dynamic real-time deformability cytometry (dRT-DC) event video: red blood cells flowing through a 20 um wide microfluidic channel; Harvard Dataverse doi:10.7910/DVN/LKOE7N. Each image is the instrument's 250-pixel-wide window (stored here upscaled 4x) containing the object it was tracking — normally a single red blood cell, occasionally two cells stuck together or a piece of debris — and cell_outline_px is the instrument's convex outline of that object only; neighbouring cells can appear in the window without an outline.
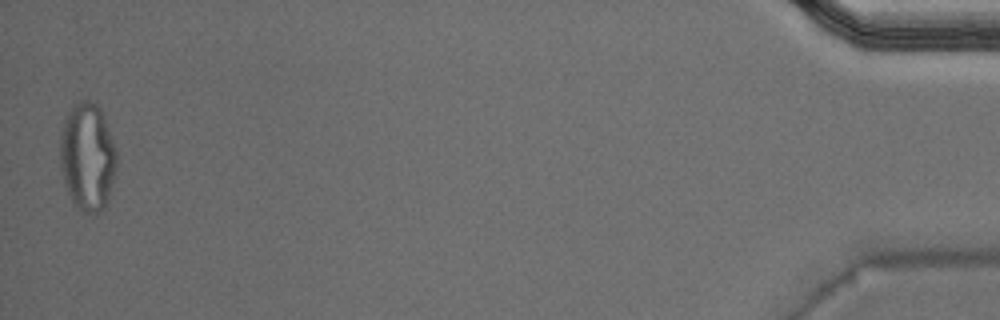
{"species": "Egyptian fruit bat (a non-hibernating species)", "species_latin": "Rousettus aegyptiacus", "temperature_condition": "warm", "stored_images_in_passage": 50, "camera_frame_rate_fps": 3000, "um_per_image_px": 0.085, "animal": {"sex": "male"}, "frame": {"image": 1, "passage_image": 50, "time_ms": 16.333, "image_size_px": [1000, 320], "cell_outline_px": [[116, 172], [108, 200], [104, 208], [96, 216], [84, 212], [76, 208], [64, 184], [60, 168], [60, 136], [64, 120], [72, 104], [80, 100], [88, 100], [96, 104], [104, 112], [116, 148]], "centroid_in_image_um": [7.44, 13.33], "position_along_channel_um": 427.8, "area_um2": 36.41}, "authors_computed_cell_mechanics": {"area_um2": 21.386, "velocity_mm_per_s": 3.9705, "shape_relaxation_time_tau1_ms": null, "shape_relaxation_time_tau2_ms": 1.3234, "deformation_change_tau1": null, "deformation_change_tau2": 0.0792}}